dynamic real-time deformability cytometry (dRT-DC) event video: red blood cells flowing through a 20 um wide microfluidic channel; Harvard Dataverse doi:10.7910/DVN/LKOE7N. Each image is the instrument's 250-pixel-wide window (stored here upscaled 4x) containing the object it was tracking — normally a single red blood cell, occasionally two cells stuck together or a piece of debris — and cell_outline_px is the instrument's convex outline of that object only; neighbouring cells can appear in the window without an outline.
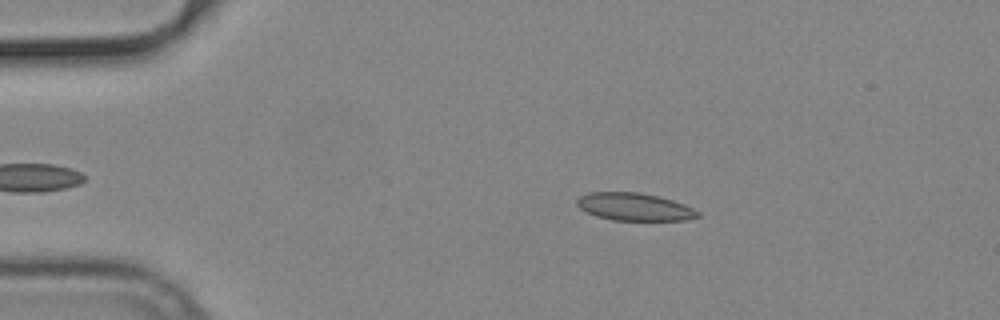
{"species": "common noctule bat (a hibernating species)", "species_latin": "Nyctalus noctula", "temperature_condition": "cold", "stored_images_in_passage": 47, "camera_frame_rate_fps": 3000, "um_per_image_px": 0.085, "animal": {"sex": "male", "body_mass_g": 19.2, "forearm_length_mm": 51.8}, "frame": {"image": 1, "passage_image": 10, "time_ms": 3.0, "image_size_px": [1000, 320], "cell_outline_px": [[700, 216], [684, 220], [612, 220], [596, 216], [580, 208], [576, 204], [576, 200], [580, 196], [588, 192], [640, 192], [672, 200], [684, 204], [700, 212]], "centroid_in_image_um": [53.91, 17.57], "position_along_channel_um": 31.1, "area_um2": 19.36}}
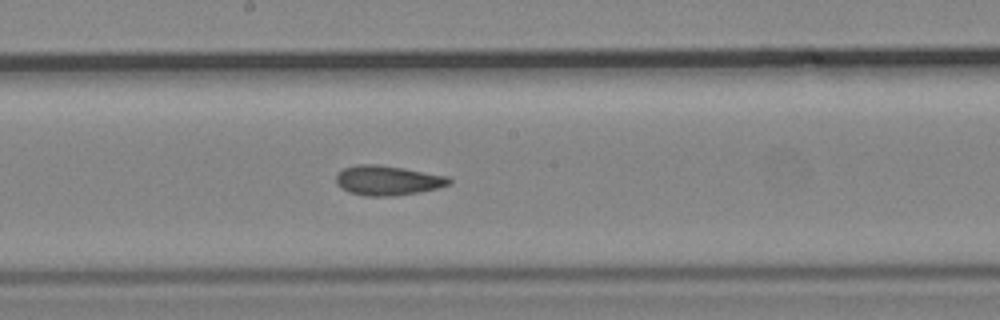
{"frame": {"image": 2, "passage_image": 29, "time_ms": 9.333, "image_size_px": [1000, 320], "cell_outline_px": [[452, 184], [420, 192], [392, 196], [364, 196], [348, 192], [340, 188], [336, 184], [336, 172], [344, 168], [356, 164], [376, 164], [404, 168], [448, 176], [452, 180]], "centroid_in_image_um": [32.92, 15.33], "position_along_channel_um": 215.3, "area_um2": 19.83}}
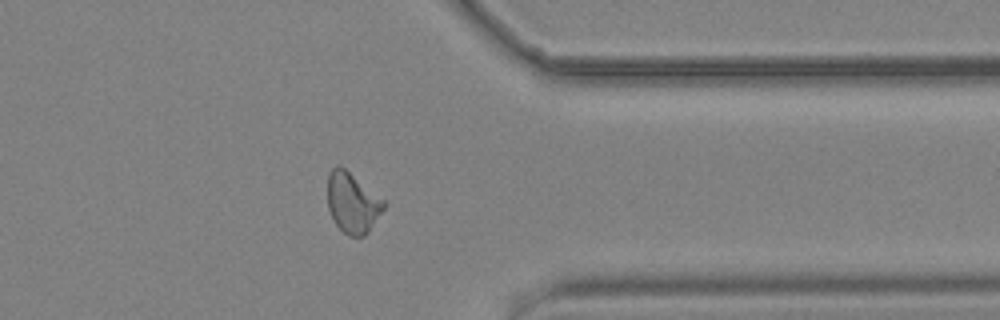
{"frame": {"image": 3, "passage_image": 43, "time_ms": 14.0, "image_size_px": [1000, 320], "cell_outline_px": [[384, 208], [368, 232], [364, 236], [348, 236], [336, 224], [328, 208], [328, 172], [336, 164], [340, 164], [384, 200]], "centroid_in_image_um": [29.93, 17.21], "position_along_channel_um": 381.5, "area_um2": 19.59}, "authors_computed_cell_mechanics": {"area_um2": 19.652, "velocity_mm_per_s": 3.7579, "shape_relaxation_time_tau1_ms": null, "shape_relaxation_time_tau2_ms": 3.5011, "deformation_change_tau1": null, "deformation_change_tau2": 0.0843}}